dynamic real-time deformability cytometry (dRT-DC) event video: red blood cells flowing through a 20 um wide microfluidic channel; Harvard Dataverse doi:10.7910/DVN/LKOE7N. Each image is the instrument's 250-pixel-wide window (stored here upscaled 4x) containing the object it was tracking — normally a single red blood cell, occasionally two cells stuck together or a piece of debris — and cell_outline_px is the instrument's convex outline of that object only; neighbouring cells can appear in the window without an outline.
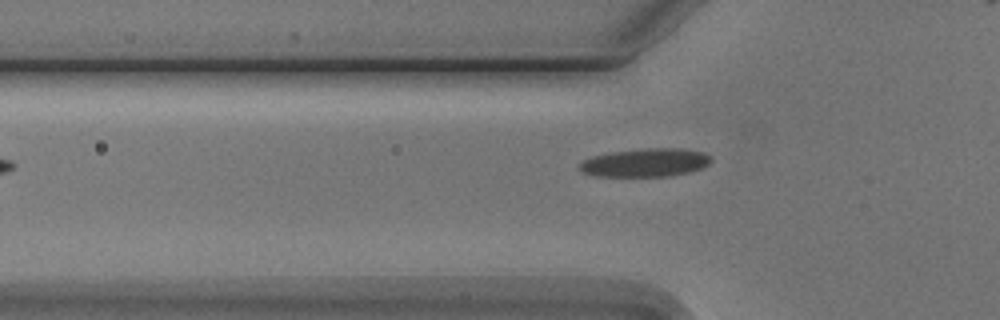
{"species": "Egyptian fruit bat (a non-hibernating species)", "species_latin": "Rousettus aegyptiacus", "temperature_condition": "cold", "stored_images_in_passage": 6, "camera_frame_rate_fps": 3000, "um_per_image_px": 0.085, "animal": {"sex": "male"}, "frame": {"image": 1, "passage_image": 6, "time_ms": 7.0, "image_size_px": [1000, 320], "cell_outline_px": [[712, 160], [708, 164], [700, 168], [688, 172], [668, 176], [596, 176], [584, 172], [580, 168], [580, 164], [584, 160], [592, 156], [612, 152], [644, 148], [680, 148], [704, 152], [712, 156]], "centroid_in_image_um": [54.9, 13.81], "position_along_channel_um": 70.9, "area_um2": 21.56}}